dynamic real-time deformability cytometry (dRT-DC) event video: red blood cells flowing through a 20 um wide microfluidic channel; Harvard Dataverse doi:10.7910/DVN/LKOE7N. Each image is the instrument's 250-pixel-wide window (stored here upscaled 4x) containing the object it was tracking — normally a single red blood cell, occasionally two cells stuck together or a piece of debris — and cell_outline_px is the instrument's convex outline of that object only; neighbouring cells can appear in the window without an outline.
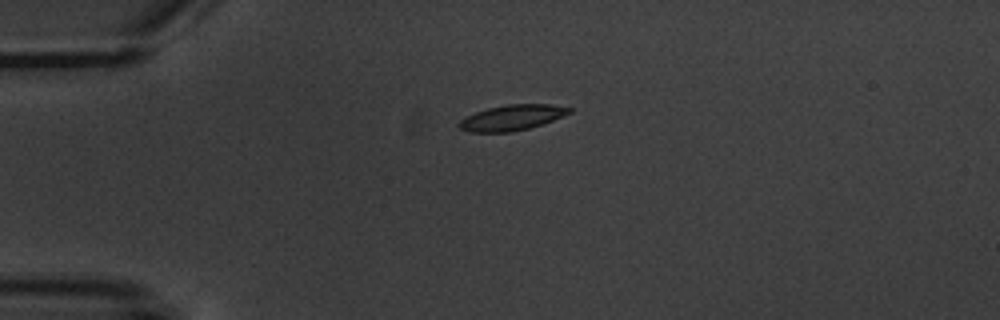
{"species": "common noctule bat (a hibernating species)", "species_latin": "Nyctalus noctula", "temperature_condition": "warm", "stored_images_in_passage": 3, "camera_frame_rate_fps": 3000, "um_per_image_px": 0.085, "animal": {"sex": "male", "body_mass_g": 20.1, "forearm_length_mm": 53.5}, "frame": {"image": 1, "passage_image": 2, "time_ms": 2.333, "image_size_px": [1000, 320], "cell_outline_px": [[572, 112], [552, 120], [528, 128], [512, 132], [468, 132], [460, 128], [456, 124], [460, 120], [476, 112], [488, 108], [508, 104], [552, 104], [572, 108]], "centroid_in_image_um": [43.5, 9.99], "position_along_channel_um": 41.5, "area_um2": 16.24}}